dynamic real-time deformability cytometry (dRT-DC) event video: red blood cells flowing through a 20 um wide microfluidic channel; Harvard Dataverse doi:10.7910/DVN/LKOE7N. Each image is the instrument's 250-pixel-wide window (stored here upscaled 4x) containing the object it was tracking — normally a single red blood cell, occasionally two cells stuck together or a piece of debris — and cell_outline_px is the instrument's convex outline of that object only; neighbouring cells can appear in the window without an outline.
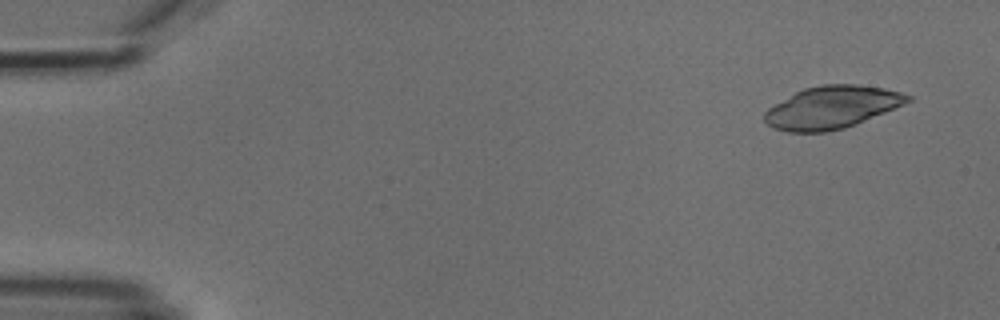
{"species": "common noctule bat (a hibernating species)", "species_latin": "Nyctalus noctula", "temperature_condition": "cold", "stored_images_in_passage": 4, "camera_frame_rate_fps": 3000, "um_per_image_px": 0.085, "animal": {"sex": "male", "body_mass_g": 18.8}, "frame": {"image": 1, "passage_image": 1, "time_ms": 0.0, "image_size_px": [1000, 320], "cell_outline_px": [[912, 100], [904, 104], [844, 128], [824, 132], [788, 132], [772, 128], [764, 120], [764, 112], [768, 108], [796, 92], [804, 88], [820, 84], [856, 84], [884, 88], [900, 92], [912, 96]], "centroid_in_image_um": [70.68, 9.12], "position_along_channel_um": 14.3, "area_um2": 35.14}}